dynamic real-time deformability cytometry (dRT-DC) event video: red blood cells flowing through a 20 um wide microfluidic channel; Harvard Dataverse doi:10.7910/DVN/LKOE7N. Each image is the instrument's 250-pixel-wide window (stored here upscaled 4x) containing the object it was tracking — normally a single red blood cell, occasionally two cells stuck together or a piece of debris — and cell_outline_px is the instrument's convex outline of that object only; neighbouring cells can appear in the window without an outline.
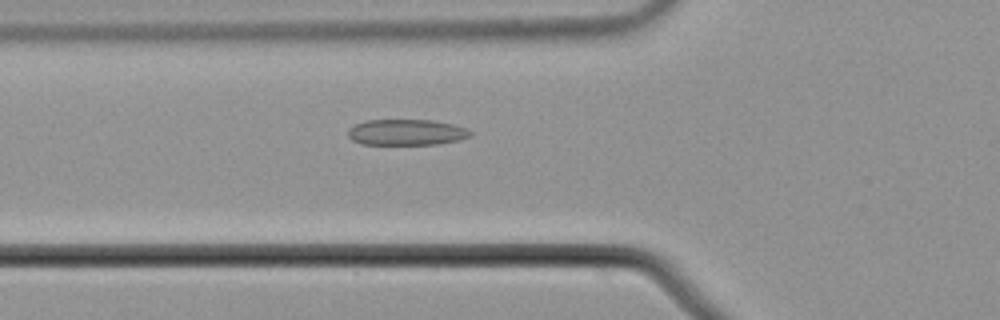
{"species": "common noctule bat (a hibernating species)", "species_latin": "Nyctalus noctula", "temperature_condition": "cold", "stored_images_in_passage": 46, "camera_frame_rate_fps": 3000, "um_per_image_px": 0.085, "animal": {"sex": "male", "body_mass_g": 21.5, "forearm_length_mm": 52.0}, "frame": {"image": 1, "passage_image": 11, "time_ms": 3.333, "image_size_px": [1000, 320], "cell_outline_px": [[472, 136], [460, 140], [436, 144], [360, 144], [352, 140], [348, 136], [348, 128], [364, 120], [432, 120], [452, 124], [468, 128], [472, 132]], "centroid_in_image_um": [34.56, 11.24], "position_along_channel_um": 91.2, "area_um2": 18.61}}
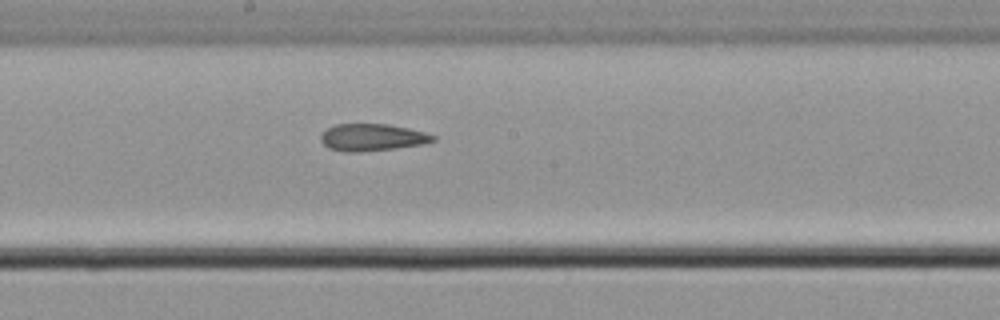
{"frame": {"image": 2, "passage_image": 21, "time_ms": 6.667, "image_size_px": [1000, 320], "cell_outline_px": [[436, 140], [424, 144], [396, 148], [360, 152], [344, 152], [328, 148], [320, 140], [320, 136], [328, 128], [336, 124], [388, 124], [408, 128], [424, 132], [436, 136]], "centroid_in_image_um": [31.64, 11.68], "position_along_channel_um": 216.6, "area_um2": 17.74}}
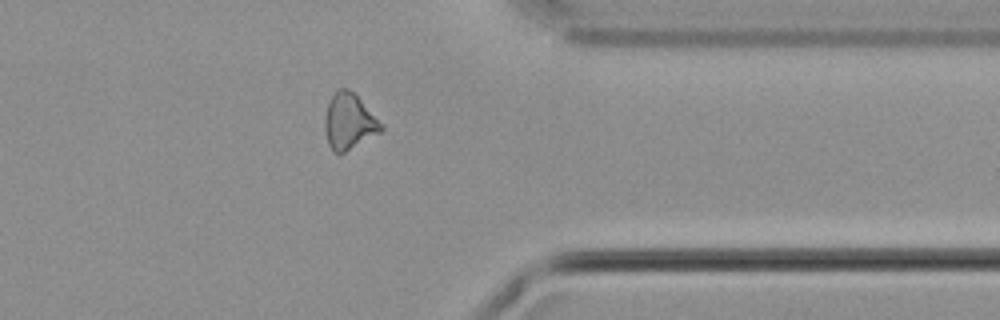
{"frame": {"image": 3, "passage_image": 35, "time_ms": 11.333, "image_size_px": [1000, 320], "cell_outline_px": [[384, 128], [380, 132], [344, 152], [332, 152], [328, 144], [324, 128], [324, 116], [328, 104], [332, 96], [340, 88], [348, 88], [384, 124]], "centroid_in_image_um": [29.66, 10.34], "position_along_channel_um": 381.7, "area_um2": 18.03}}